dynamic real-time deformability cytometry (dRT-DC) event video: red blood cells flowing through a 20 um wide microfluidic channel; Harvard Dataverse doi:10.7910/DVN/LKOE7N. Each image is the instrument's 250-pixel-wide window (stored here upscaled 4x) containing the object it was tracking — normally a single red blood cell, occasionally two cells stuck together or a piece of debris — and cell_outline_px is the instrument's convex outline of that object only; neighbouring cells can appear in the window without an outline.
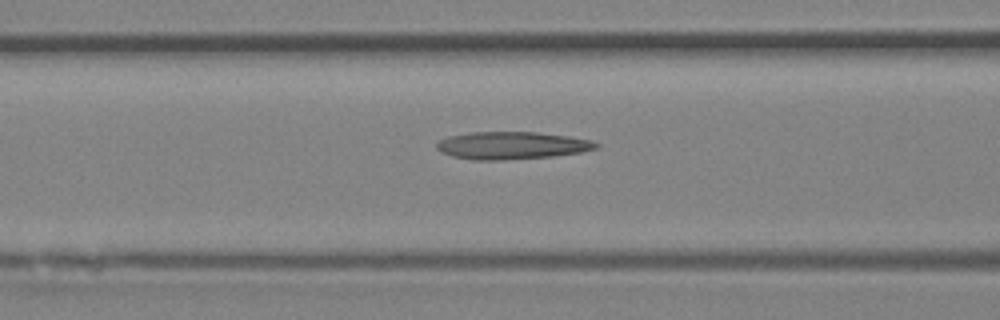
{"species": "Egyptian fruit bat (a non-hibernating species)", "species_latin": "Rousettus aegyptiacus", "temperature_condition": "room temperature", "stored_images_in_passage": 14, "camera_frame_rate_fps": 3000, "um_per_image_px": 0.085, "animal": {"sex": "female"}, "frame": {"image": 1, "passage_image": 12, "time_ms": 3.667, "image_size_px": [1000, 320], "cell_outline_px": [[600, 144], [596, 148], [580, 152], [552, 156], [500, 160], [472, 160], [452, 156], [440, 152], [436, 148], [436, 144], [440, 140], [448, 136], [472, 132], [536, 132], [568, 136], [592, 140]], "centroid_in_image_um": [43.47, 12.36], "position_along_channel_um": 123.1, "area_um2": 25.49}}